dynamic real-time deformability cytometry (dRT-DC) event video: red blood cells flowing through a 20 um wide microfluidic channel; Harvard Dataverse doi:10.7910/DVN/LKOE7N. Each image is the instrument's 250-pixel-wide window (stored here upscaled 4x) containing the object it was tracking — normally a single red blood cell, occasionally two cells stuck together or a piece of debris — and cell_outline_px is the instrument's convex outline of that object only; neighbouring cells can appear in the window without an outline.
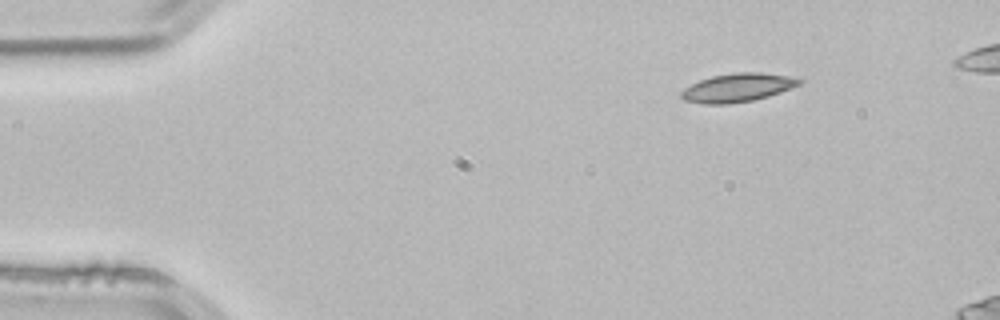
{"species": "common noctule bat (a hibernating species)", "species_latin": "Nyctalus noctula", "temperature_condition": "room temperature", "stored_images_in_passage": 3, "camera_frame_rate_fps": 3000, "um_per_image_px": 0.085, "animal": {"sex": "male", "body_mass_g": 21.5, "forearm_length_mm": 52.0}, "frame": {"image": 1, "passage_image": 1, "time_ms": 0.0, "image_size_px": [1000, 320], "cell_outline_px": [[804, 80], [800, 84], [792, 88], [768, 96], [752, 100], [728, 104], [704, 104], [684, 100], [680, 96], [680, 92], [684, 88], [700, 80], [712, 76], [736, 72], [760, 72], [788, 76]], "centroid_in_image_um": [62.68, 7.45], "position_along_channel_um": 22.3, "area_um2": 19.54}}